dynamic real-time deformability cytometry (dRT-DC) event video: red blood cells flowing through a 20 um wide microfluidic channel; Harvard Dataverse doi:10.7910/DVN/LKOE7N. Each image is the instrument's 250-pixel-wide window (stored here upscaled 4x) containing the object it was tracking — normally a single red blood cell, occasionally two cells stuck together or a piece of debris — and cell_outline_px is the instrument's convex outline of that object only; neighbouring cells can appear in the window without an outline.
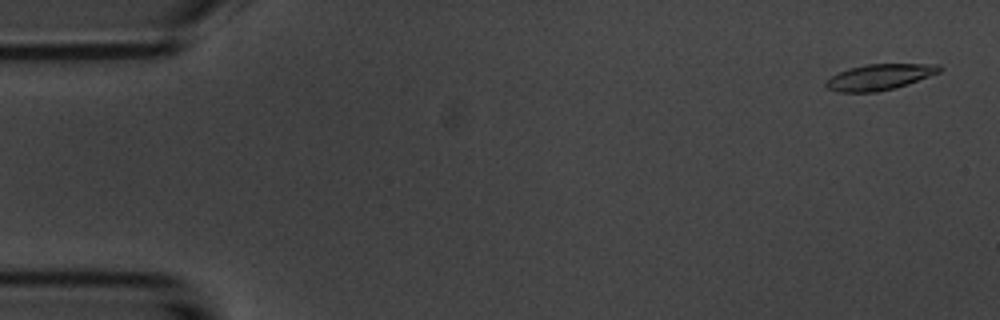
{"species": "common noctule bat (a hibernating species)", "species_latin": "Nyctalus noctula", "temperature_condition": "room temperature", "stored_images_in_passage": 5, "camera_frame_rate_fps": 3000, "um_per_image_px": 0.085, "animal": {"sex": "male", "body_mass_g": 20.1, "forearm_length_mm": 53.5}, "frame": {"image": 1, "passage_image": 1, "time_ms": 0.0, "image_size_px": [1000, 320], "cell_outline_px": [[944, 68], [940, 72], [908, 84], [896, 88], [876, 92], [840, 92], [828, 88], [824, 84], [832, 76], [848, 68], [868, 64], [940, 64]], "centroid_in_image_um": [74.81, 6.54], "position_along_channel_um": 10.2, "area_um2": 17.05}}